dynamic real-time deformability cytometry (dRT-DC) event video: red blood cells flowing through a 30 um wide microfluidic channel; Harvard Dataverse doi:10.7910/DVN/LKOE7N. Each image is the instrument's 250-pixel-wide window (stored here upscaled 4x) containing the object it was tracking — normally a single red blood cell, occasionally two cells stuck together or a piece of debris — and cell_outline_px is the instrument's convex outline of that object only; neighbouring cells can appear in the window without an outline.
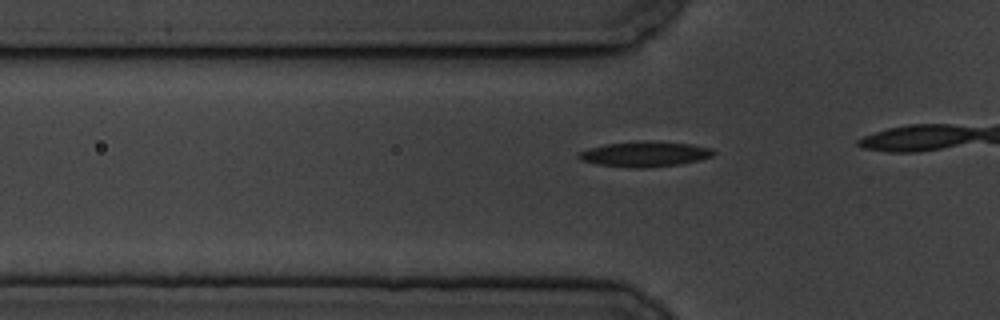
{"species": "common noctule bat (a hibernating species)", "species_latin": "Nyctalus noctula", "temperature_condition": "cold", "stored_images_in_passage": 10, "camera_frame_rate_fps": 3000, "um_per_image_px": 0.085, "animal": {"sex": "male", "body_mass_g": 19.5, "forearm_length_mm": 54.6}, "frame": {"image": 1, "passage_image": 5, "time_ms": 1.333, "image_size_px": [1000, 320], "cell_outline_px": [[716, 152], [712, 156], [700, 160], [680, 164], [644, 168], [636, 168], [600, 164], [580, 160], [576, 156], [580, 152], [588, 148], [608, 144], [640, 140], [644, 140], [692, 144], [712, 148]], "centroid_in_image_um": [54.85, 13.09], "position_along_channel_um": 71.0, "area_um2": 19.83}}
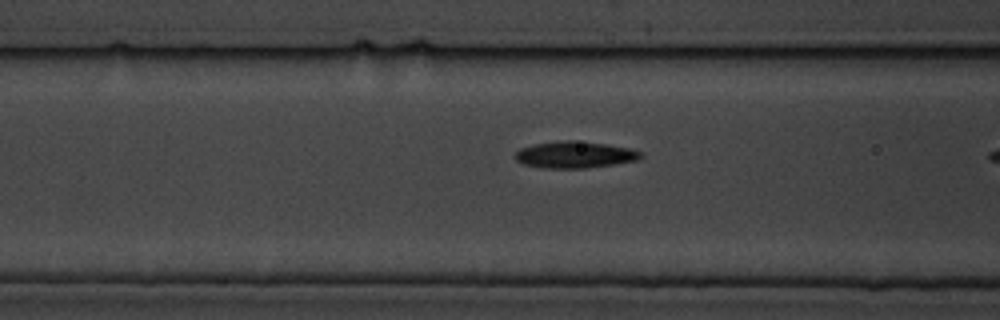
{"frame": {"image": 2, "passage_image": 9, "time_ms": 2.667, "image_size_px": [1000, 320], "cell_outline_px": [[644, 156], [636, 160], [588, 168], [540, 168], [524, 164], [516, 160], [516, 152], [520, 148], [536, 144], [564, 140], [572, 140], [604, 144], [632, 148], [640, 152]], "centroid_in_image_um": [48.86, 13.15], "position_along_channel_um": 117.7, "area_um2": 19.31}}